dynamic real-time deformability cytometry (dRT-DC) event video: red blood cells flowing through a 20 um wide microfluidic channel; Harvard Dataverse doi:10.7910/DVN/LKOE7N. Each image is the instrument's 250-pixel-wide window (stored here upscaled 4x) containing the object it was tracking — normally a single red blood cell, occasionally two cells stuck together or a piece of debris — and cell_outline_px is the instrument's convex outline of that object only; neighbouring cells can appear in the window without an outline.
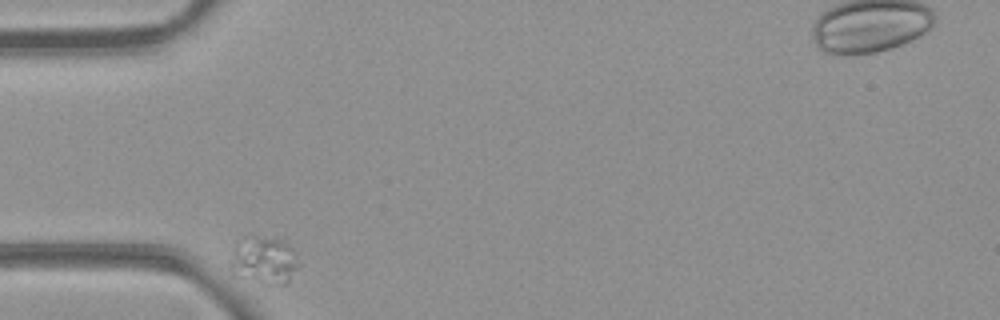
{"species": "common noctule bat (a hibernating species)", "species_latin": "Nyctalus noctula", "temperature_condition": "room temperature", "stored_images_in_passage": 35, "camera_frame_rate_fps": 3000, "um_per_image_px": 0.085, "animal": {"sex": "female", "body_mass_g": 21.9}, "frame": {"image": 1, "passage_image": 1, "time_ms": 0.0, "image_size_px": [1000, 320], "cell_outline_px": [[300, 264], [288, 284], [280, 284], [232, 276], [228, 268], [236, 240], [240, 236], [256, 236], [280, 240], [288, 244], [296, 252]], "centroid_in_image_um": [22.4, 22.1], "position_along_channel_um": 62.6, "area_um2": 19.25}}
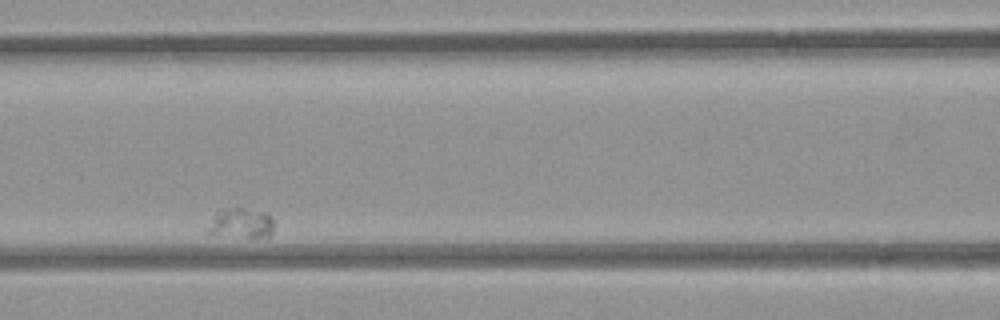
{"frame": {"image": 2, "passage_image": 11, "time_ms": 3.333, "image_size_px": [1000, 320], "cell_outline_px": [[276, 224], [272, 232], [268, 236], [248, 236], [204, 232], [204, 228], [212, 216], [220, 208], [244, 208], [268, 212], [272, 216]], "centroid_in_image_um": [20.49, 18.91], "position_along_channel_um": 146.1, "area_um2": 11.73}}
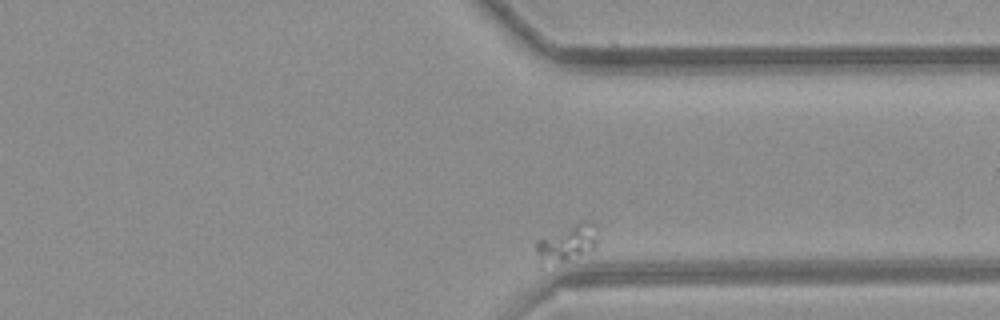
{"frame": {"image": 3, "passage_image": 35, "time_ms": 11.333, "image_size_px": [1000, 320], "cell_outline_px": [[596, 244], [592, 248], [564, 260], [540, 260], [536, 252], [536, 240], [584, 220], [592, 220], [596, 224]], "centroid_in_image_um": [48.24, 20.55], "position_along_channel_um": 363.2, "area_um2": 12.08}}